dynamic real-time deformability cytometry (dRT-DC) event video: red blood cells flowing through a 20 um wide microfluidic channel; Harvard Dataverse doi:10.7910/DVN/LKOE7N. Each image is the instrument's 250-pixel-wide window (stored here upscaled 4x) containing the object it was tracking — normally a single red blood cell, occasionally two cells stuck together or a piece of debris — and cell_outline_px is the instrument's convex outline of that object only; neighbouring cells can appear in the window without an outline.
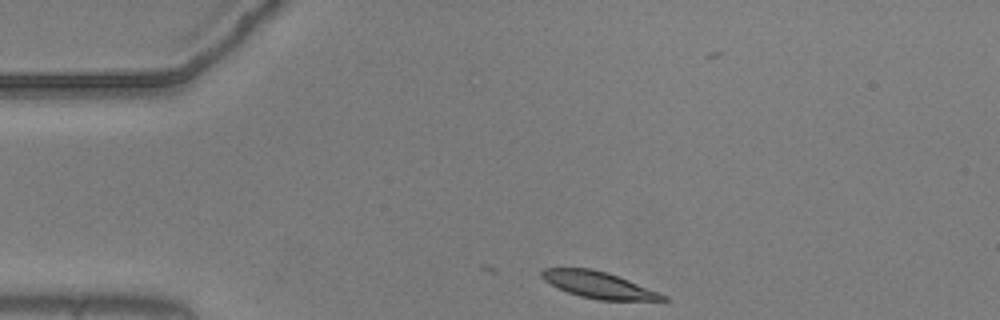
{"species": "common noctule bat (a hibernating species)", "species_latin": "Nyctalus noctula", "temperature_condition": "warm", "stored_images_in_passage": 11, "camera_frame_rate_fps": 3000, "um_per_image_px": 0.085, "animal": {"sex": "male", "body_mass_g": 20.5, "forearm_length_mm": 52.5}, "frame": {"image": 1, "passage_image": 1, "time_ms": 0.0, "image_size_px": [1000, 320], "cell_outline_px": [[672, 300], [600, 300], [580, 296], [568, 292], [544, 280], [540, 276], [540, 272], [544, 268], [592, 268], [608, 272], [668, 296]], "centroid_in_image_um": [50.89, 24.21], "position_along_channel_um": 34.1, "area_um2": 18.55}}
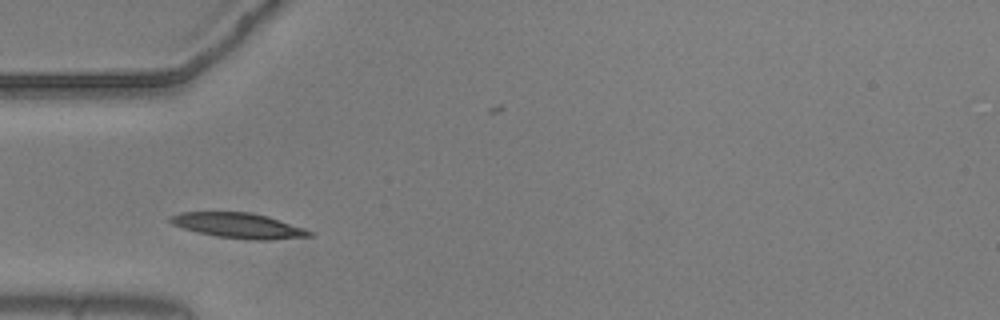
{"frame": {"image": 2, "passage_image": 7, "time_ms": 2.0, "image_size_px": [1000, 320], "cell_outline_px": [[316, 232], [312, 236], [268, 240], [248, 240], [216, 236], [184, 228], [172, 224], [168, 220], [172, 216], [180, 212], [252, 212], [268, 216]], "centroid_in_image_um": [20.33, 19.17], "position_along_channel_um": 64.7, "area_um2": 20.4}}
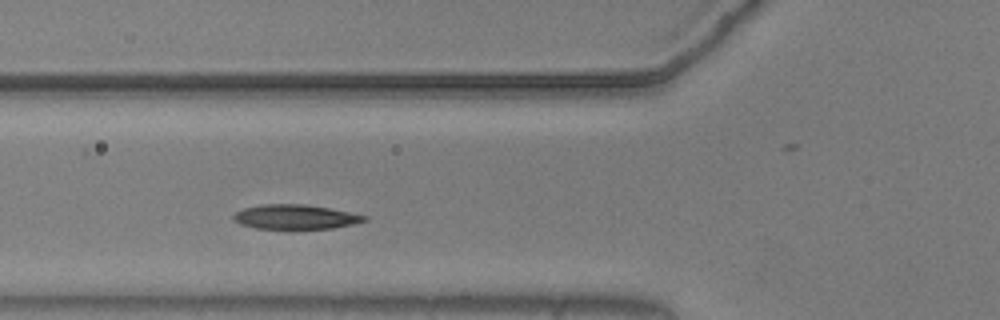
{"frame": {"image": 3, "passage_image": 10, "time_ms": 3.0, "image_size_px": [1000, 320], "cell_outline_px": [[368, 220], [352, 224], [332, 228], [256, 228], [240, 224], [232, 220], [232, 216], [236, 212], [244, 208], [260, 204], [304, 204], [328, 208], [368, 216]], "centroid_in_image_um": [25.07, 18.43], "position_along_channel_um": 100.7, "area_um2": 18.5}}